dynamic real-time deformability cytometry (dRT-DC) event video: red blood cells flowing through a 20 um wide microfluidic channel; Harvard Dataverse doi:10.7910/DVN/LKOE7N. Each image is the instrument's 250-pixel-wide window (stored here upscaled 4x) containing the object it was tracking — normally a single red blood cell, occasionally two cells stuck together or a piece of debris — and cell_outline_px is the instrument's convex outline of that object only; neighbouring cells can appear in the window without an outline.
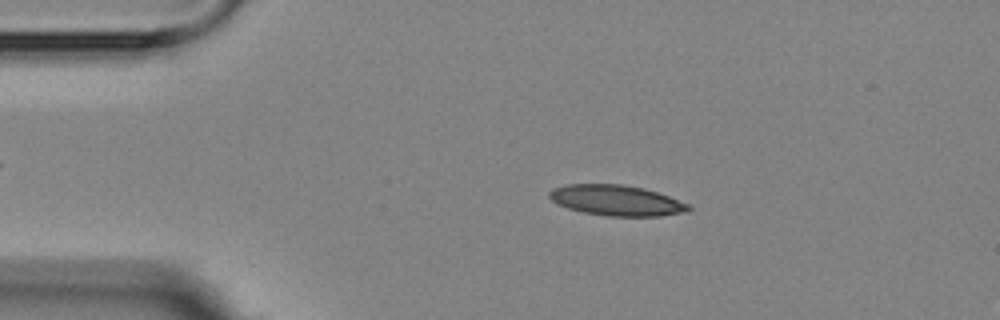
{"species": "Egyptian fruit bat (a non-hibernating species)", "species_latin": "Rousettus aegyptiacus", "temperature_condition": "room temperature", "stored_images_in_passage": 2, "camera_frame_rate_fps": 3000, "um_per_image_px": 0.085, "animal": {"sex": "female"}, "frame": {"image": 1, "passage_image": 1, "time_ms": 0.0, "image_size_px": [1000, 320], "cell_outline_px": [[692, 208], [688, 212], [660, 216], [604, 216], [584, 212], [568, 208], [556, 204], [548, 196], [548, 192], [552, 188], [568, 184], [624, 184], [644, 188], [668, 196], [688, 204]], "centroid_in_image_um": [52.38, 17.03], "position_along_channel_um": 32.6, "area_um2": 24.91}}